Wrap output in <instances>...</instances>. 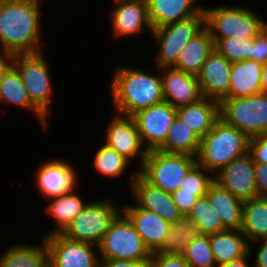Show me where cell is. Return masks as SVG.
<instances>
[{"label": "cell", "mask_w": 267, "mask_h": 267, "mask_svg": "<svg viewBox=\"0 0 267 267\" xmlns=\"http://www.w3.org/2000/svg\"><path fill=\"white\" fill-rule=\"evenodd\" d=\"M41 0H0V48L12 55L42 52ZM41 10V11H40Z\"/></svg>", "instance_id": "6da1fadb"}, {"label": "cell", "mask_w": 267, "mask_h": 267, "mask_svg": "<svg viewBox=\"0 0 267 267\" xmlns=\"http://www.w3.org/2000/svg\"><path fill=\"white\" fill-rule=\"evenodd\" d=\"M155 68L158 74L124 65L114 68L110 94L115 113L132 117L140 110L164 101L160 68Z\"/></svg>", "instance_id": "7a4b0ae2"}, {"label": "cell", "mask_w": 267, "mask_h": 267, "mask_svg": "<svg viewBox=\"0 0 267 267\" xmlns=\"http://www.w3.org/2000/svg\"><path fill=\"white\" fill-rule=\"evenodd\" d=\"M249 137L219 118L200 141L197 163L214 175L248 152Z\"/></svg>", "instance_id": "3957f363"}, {"label": "cell", "mask_w": 267, "mask_h": 267, "mask_svg": "<svg viewBox=\"0 0 267 267\" xmlns=\"http://www.w3.org/2000/svg\"><path fill=\"white\" fill-rule=\"evenodd\" d=\"M255 12L242 5L204 6L205 27L213 39L255 38L267 26V21Z\"/></svg>", "instance_id": "277c9868"}, {"label": "cell", "mask_w": 267, "mask_h": 267, "mask_svg": "<svg viewBox=\"0 0 267 267\" xmlns=\"http://www.w3.org/2000/svg\"><path fill=\"white\" fill-rule=\"evenodd\" d=\"M196 163L192 155L150 150L138 173L154 187L172 194Z\"/></svg>", "instance_id": "5b68a950"}, {"label": "cell", "mask_w": 267, "mask_h": 267, "mask_svg": "<svg viewBox=\"0 0 267 267\" xmlns=\"http://www.w3.org/2000/svg\"><path fill=\"white\" fill-rule=\"evenodd\" d=\"M115 202L110 196L88 201L84 209L61 234L74 241L98 246L111 223L122 212Z\"/></svg>", "instance_id": "8992f818"}, {"label": "cell", "mask_w": 267, "mask_h": 267, "mask_svg": "<svg viewBox=\"0 0 267 267\" xmlns=\"http://www.w3.org/2000/svg\"><path fill=\"white\" fill-rule=\"evenodd\" d=\"M98 251L101 260L149 261L152 255L122 212L111 223Z\"/></svg>", "instance_id": "52a82bcc"}, {"label": "cell", "mask_w": 267, "mask_h": 267, "mask_svg": "<svg viewBox=\"0 0 267 267\" xmlns=\"http://www.w3.org/2000/svg\"><path fill=\"white\" fill-rule=\"evenodd\" d=\"M42 53L13 55L12 65L18 70L31 102L50 118L53 78L48 61Z\"/></svg>", "instance_id": "ba28073f"}, {"label": "cell", "mask_w": 267, "mask_h": 267, "mask_svg": "<svg viewBox=\"0 0 267 267\" xmlns=\"http://www.w3.org/2000/svg\"><path fill=\"white\" fill-rule=\"evenodd\" d=\"M220 118L249 138L267 134V93L224 98L220 102Z\"/></svg>", "instance_id": "9c48e42d"}, {"label": "cell", "mask_w": 267, "mask_h": 267, "mask_svg": "<svg viewBox=\"0 0 267 267\" xmlns=\"http://www.w3.org/2000/svg\"><path fill=\"white\" fill-rule=\"evenodd\" d=\"M205 27V15H196L185 20L170 23L159 28H154L151 32L154 47H158L155 57L157 68L172 67L179 57V54Z\"/></svg>", "instance_id": "30bf717a"}, {"label": "cell", "mask_w": 267, "mask_h": 267, "mask_svg": "<svg viewBox=\"0 0 267 267\" xmlns=\"http://www.w3.org/2000/svg\"><path fill=\"white\" fill-rule=\"evenodd\" d=\"M44 239L48 248L49 267H100L97 245L74 241L61 233L44 236Z\"/></svg>", "instance_id": "8fae6325"}, {"label": "cell", "mask_w": 267, "mask_h": 267, "mask_svg": "<svg viewBox=\"0 0 267 267\" xmlns=\"http://www.w3.org/2000/svg\"><path fill=\"white\" fill-rule=\"evenodd\" d=\"M105 141L107 146L115 149L118 154L132 162L135 158L139 170L147 157L148 150L144 147L136 122L133 117L114 114L106 126Z\"/></svg>", "instance_id": "7c38bea8"}, {"label": "cell", "mask_w": 267, "mask_h": 267, "mask_svg": "<svg viewBox=\"0 0 267 267\" xmlns=\"http://www.w3.org/2000/svg\"><path fill=\"white\" fill-rule=\"evenodd\" d=\"M136 122L144 147L158 149L165 141L174 119L176 108L167 101L151 105L132 116Z\"/></svg>", "instance_id": "4fadbf2b"}, {"label": "cell", "mask_w": 267, "mask_h": 267, "mask_svg": "<svg viewBox=\"0 0 267 267\" xmlns=\"http://www.w3.org/2000/svg\"><path fill=\"white\" fill-rule=\"evenodd\" d=\"M128 177L131 197L139 208L157 213L170 224L183 216L172 195L148 183L138 170L131 172Z\"/></svg>", "instance_id": "5bb4252c"}, {"label": "cell", "mask_w": 267, "mask_h": 267, "mask_svg": "<svg viewBox=\"0 0 267 267\" xmlns=\"http://www.w3.org/2000/svg\"><path fill=\"white\" fill-rule=\"evenodd\" d=\"M113 2L110 20L115 39L136 36L145 29L152 32L147 0H113Z\"/></svg>", "instance_id": "9a60e30c"}, {"label": "cell", "mask_w": 267, "mask_h": 267, "mask_svg": "<svg viewBox=\"0 0 267 267\" xmlns=\"http://www.w3.org/2000/svg\"><path fill=\"white\" fill-rule=\"evenodd\" d=\"M255 163L247 152L235 158L215 174V180L242 201L258 197L254 171Z\"/></svg>", "instance_id": "2e32d148"}, {"label": "cell", "mask_w": 267, "mask_h": 267, "mask_svg": "<svg viewBox=\"0 0 267 267\" xmlns=\"http://www.w3.org/2000/svg\"><path fill=\"white\" fill-rule=\"evenodd\" d=\"M63 159L43 162L36 170L35 185L42 196L49 199L76 190V168Z\"/></svg>", "instance_id": "e0dca14e"}, {"label": "cell", "mask_w": 267, "mask_h": 267, "mask_svg": "<svg viewBox=\"0 0 267 267\" xmlns=\"http://www.w3.org/2000/svg\"><path fill=\"white\" fill-rule=\"evenodd\" d=\"M232 63L214 49L197 75L203 97L221 102L229 92Z\"/></svg>", "instance_id": "ac0fdd59"}, {"label": "cell", "mask_w": 267, "mask_h": 267, "mask_svg": "<svg viewBox=\"0 0 267 267\" xmlns=\"http://www.w3.org/2000/svg\"><path fill=\"white\" fill-rule=\"evenodd\" d=\"M151 254L157 253L168 236L170 223L157 213L139 208L135 203L120 207Z\"/></svg>", "instance_id": "d6986e66"}, {"label": "cell", "mask_w": 267, "mask_h": 267, "mask_svg": "<svg viewBox=\"0 0 267 267\" xmlns=\"http://www.w3.org/2000/svg\"><path fill=\"white\" fill-rule=\"evenodd\" d=\"M164 101L175 108L191 104L203 96L197 76L173 67L160 68Z\"/></svg>", "instance_id": "ffe728a7"}, {"label": "cell", "mask_w": 267, "mask_h": 267, "mask_svg": "<svg viewBox=\"0 0 267 267\" xmlns=\"http://www.w3.org/2000/svg\"><path fill=\"white\" fill-rule=\"evenodd\" d=\"M0 104L19 107L32 111L37 117L41 129L47 130L48 118L31 102L18 70L11 64L0 76Z\"/></svg>", "instance_id": "44dd1931"}, {"label": "cell", "mask_w": 267, "mask_h": 267, "mask_svg": "<svg viewBox=\"0 0 267 267\" xmlns=\"http://www.w3.org/2000/svg\"><path fill=\"white\" fill-rule=\"evenodd\" d=\"M197 2L198 0H147L151 27L159 28L196 15H205L204 5H197Z\"/></svg>", "instance_id": "7402d4cb"}, {"label": "cell", "mask_w": 267, "mask_h": 267, "mask_svg": "<svg viewBox=\"0 0 267 267\" xmlns=\"http://www.w3.org/2000/svg\"><path fill=\"white\" fill-rule=\"evenodd\" d=\"M176 116L201 139L220 118V102L202 97L197 102L176 108Z\"/></svg>", "instance_id": "603a6c76"}, {"label": "cell", "mask_w": 267, "mask_h": 267, "mask_svg": "<svg viewBox=\"0 0 267 267\" xmlns=\"http://www.w3.org/2000/svg\"><path fill=\"white\" fill-rule=\"evenodd\" d=\"M263 64L254 60L232 63L230 88L225 98L248 97L261 93Z\"/></svg>", "instance_id": "cb8c5ba5"}, {"label": "cell", "mask_w": 267, "mask_h": 267, "mask_svg": "<svg viewBox=\"0 0 267 267\" xmlns=\"http://www.w3.org/2000/svg\"><path fill=\"white\" fill-rule=\"evenodd\" d=\"M206 195L218 213L223 227L228 230H240L244 201L235 197L216 180L210 184Z\"/></svg>", "instance_id": "d4e9b609"}, {"label": "cell", "mask_w": 267, "mask_h": 267, "mask_svg": "<svg viewBox=\"0 0 267 267\" xmlns=\"http://www.w3.org/2000/svg\"><path fill=\"white\" fill-rule=\"evenodd\" d=\"M211 250L216 264L221 267L249 253L246 236L240 230H224L209 235Z\"/></svg>", "instance_id": "484cf974"}, {"label": "cell", "mask_w": 267, "mask_h": 267, "mask_svg": "<svg viewBox=\"0 0 267 267\" xmlns=\"http://www.w3.org/2000/svg\"><path fill=\"white\" fill-rule=\"evenodd\" d=\"M215 49L209 30L204 27L193 37L182 52L173 68L197 76L208 55Z\"/></svg>", "instance_id": "4316f807"}, {"label": "cell", "mask_w": 267, "mask_h": 267, "mask_svg": "<svg viewBox=\"0 0 267 267\" xmlns=\"http://www.w3.org/2000/svg\"><path fill=\"white\" fill-rule=\"evenodd\" d=\"M38 244L19 242L11 245L1 254L0 267H48V248L44 237Z\"/></svg>", "instance_id": "83f0119b"}, {"label": "cell", "mask_w": 267, "mask_h": 267, "mask_svg": "<svg viewBox=\"0 0 267 267\" xmlns=\"http://www.w3.org/2000/svg\"><path fill=\"white\" fill-rule=\"evenodd\" d=\"M73 190L69 193L49 198L52 200L45 208L48 216L54 219L55 227L44 236L56 233H62L74 218L84 209L88 203ZM82 198V199H81Z\"/></svg>", "instance_id": "f1b7e54d"}, {"label": "cell", "mask_w": 267, "mask_h": 267, "mask_svg": "<svg viewBox=\"0 0 267 267\" xmlns=\"http://www.w3.org/2000/svg\"><path fill=\"white\" fill-rule=\"evenodd\" d=\"M240 231L249 243L267 237V197L244 201Z\"/></svg>", "instance_id": "f546056e"}, {"label": "cell", "mask_w": 267, "mask_h": 267, "mask_svg": "<svg viewBox=\"0 0 267 267\" xmlns=\"http://www.w3.org/2000/svg\"><path fill=\"white\" fill-rule=\"evenodd\" d=\"M201 235L198 225L188 216L170 224L168 236L159 249V255H183L189 242Z\"/></svg>", "instance_id": "4dcf8cb0"}, {"label": "cell", "mask_w": 267, "mask_h": 267, "mask_svg": "<svg viewBox=\"0 0 267 267\" xmlns=\"http://www.w3.org/2000/svg\"><path fill=\"white\" fill-rule=\"evenodd\" d=\"M201 139L177 116L171 125L164 143L158 148L163 152L182 153L197 157Z\"/></svg>", "instance_id": "1f68e13d"}, {"label": "cell", "mask_w": 267, "mask_h": 267, "mask_svg": "<svg viewBox=\"0 0 267 267\" xmlns=\"http://www.w3.org/2000/svg\"><path fill=\"white\" fill-rule=\"evenodd\" d=\"M93 166L96 172L106 178H119L125 175L129 167L130 161L124 156L117 153V151L105 143L96 149L94 154Z\"/></svg>", "instance_id": "d6a6232c"}, {"label": "cell", "mask_w": 267, "mask_h": 267, "mask_svg": "<svg viewBox=\"0 0 267 267\" xmlns=\"http://www.w3.org/2000/svg\"><path fill=\"white\" fill-rule=\"evenodd\" d=\"M187 216L198 225L201 235H210L226 230L207 195L196 200Z\"/></svg>", "instance_id": "836d02e7"}, {"label": "cell", "mask_w": 267, "mask_h": 267, "mask_svg": "<svg viewBox=\"0 0 267 267\" xmlns=\"http://www.w3.org/2000/svg\"><path fill=\"white\" fill-rule=\"evenodd\" d=\"M215 49L229 62L252 60L254 38H222L213 39Z\"/></svg>", "instance_id": "e575fe53"}, {"label": "cell", "mask_w": 267, "mask_h": 267, "mask_svg": "<svg viewBox=\"0 0 267 267\" xmlns=\"http://www.w3.org/2000/svg\"><path fill=\"white\" fill-rule=\"evenodd\" d=\"M215 175L196 163L187 173L178 190L173 193L194 194L197 198L205 196Z\"/></svg>", "instance_id": "d590c367"}, {"label": "cell", "mask_w": 267, "mask_h": 267, "mask_svg": "<svg viewBox=\"0 0 267 267\" xmlns=\"http://www.w3.org/2000/svg\"><path fill=\"white\" fill-rule=\"evenodd\" d=\"M182 256L191 267H218L211 250L209 235L192 239Z\"/></svg>", "instance_id": "8d00e7d4"}, {"label": "cell", "mask_w": 267, "mask_h": 267, "mask_svg": "<svg viewBox=\"0 0 267 267\" xmlns=\"http://www.w3.org/2000/svg\"><path fill=\"white\" fill-rule=\"evenodd\" d=\"M248 153L254 163L267 164V134L249 138Z\"/></svg>", "instance_id": "74e56055"}, {"label": "cell", "mask_w": 267, "mask_h": 267, "mask_svg": "<svg viewBox=\"0 0 267 267\" xmlns=\"http://www.w3.org/2000/svg\"><path fill=\"white\" fill-rule=\"evenodd\" d=\"M149 267H191L182 255H159L153 253Z\"/></svg>", "instance_id": "f35d334b"}, {"label": "cell", "mask_w": 267, "mask_h": 267, "mask_svg": "<svg viewBox=\"0 0 267 267\" xmlns=\"http://www.w3.org/2000/svg\"><path fill=\"white\" fill-rule=\"evenodd\" d=\"M252 60L261 64L267 62V26L254 38Z\"/></svg>", "instance_id": "ab89813d"}, {"label": "cell", "mask_w": 267, "mask_h": 267, "mask_svg": "<svg viewBox=\"0 0 267 267\" xmlns=\"http://www.w3.org/2000/svg\"><path fill=\"white\" fill-rule=\"evenodd\" d=\"M173 201L183 216H187L198 199L194 194L172 193Z\"/></svg>", "instance_id": "60d3db41"}, {"label": "cell", "mask_w": 267, "mask_h": 267, "mask_svg": "<svg viewBox=\"0 0 267 267\" xmlns=\"http://www.w3.org/2000/svg\"><path fill=\"white\" fill-rule=\"evenodd\" d=\"M254 171L258 196L267 197V164L255 163Z\"/></svg>", "instance_id": "b9f144b4"}, {"label": "cell", "mask_w": 267, "mask_h": 267, "mask_svg": "<svg viewBox=\"0 0 267 267\" xmlns=\"http://www.w3.org/2000/svg\"><path fill=\"white\" fill-rule=\"evenodd\" d=\"M254 243H258V246H260L256 251V258H254V264L252 265L254 267H267V237L253 241L250 244L254 245Z\"/></svg>", "instance_id": "7bdbcfd3"}, {"label": "cell", "mask_w": 267, "mask_h": 267, "mask_svg": "<svg viewBox=\"0 0 267 267\" xmlns=\"http://www.w3.org/2000/svg\"><path fill=\"white\" fill-rule=\"evenodd\" d=\"M100 267H149V261L101 260Z\"/></svg>", "instance_id": "ee69618b"}, {"label": "cell", "mask_w": 267, "mask_h": 267, "mask_svg": "<svg viewBox=\"0 0 267 267\" xmlns=\"http://www.w3.org/2000/svg\"><path fill=\"white\" fill-rule=\"evenodd\" d=\"M251 246L252 245L250 244L249 245V253L246 256L239 258V259H236V260H233L230 263L225 264L221 267H254V266L249 265L247 262V259H250V257H252V254H255V251L253 249L254 247L253 246L251 247ZM252 250L254 251V253Z\"/></svg>", "instance_id": "f6af8a7d"}, {"label": "cell", "mask_w": 267, "mask_h": 267, "mask_svg": "<svg viewBox=\"0 0 267 267\" xmlns=\"http://www.w3.org/2000/svg\"><path fill=\"white\" fill-rule=\"evenodd\" d=\"M13 55L9 52L0 49V76L9 68L12 64Z\"/></svg>", "instance_id": "bcb514c9"}, {"label": "cell", "mask_w": 267, "mask_h": 267, "mask_svg": "<svg viewBox=\"0 0 267 267\" xmlns=\"http://www.w3.org/2000/svg\"><path fill=\"white\" fill-rule=\"evenodd\" d=\"M267 93V62L262 66L261 93Z\"/></svg>", "instance_id": "7dc6e473"}]
</instances>
